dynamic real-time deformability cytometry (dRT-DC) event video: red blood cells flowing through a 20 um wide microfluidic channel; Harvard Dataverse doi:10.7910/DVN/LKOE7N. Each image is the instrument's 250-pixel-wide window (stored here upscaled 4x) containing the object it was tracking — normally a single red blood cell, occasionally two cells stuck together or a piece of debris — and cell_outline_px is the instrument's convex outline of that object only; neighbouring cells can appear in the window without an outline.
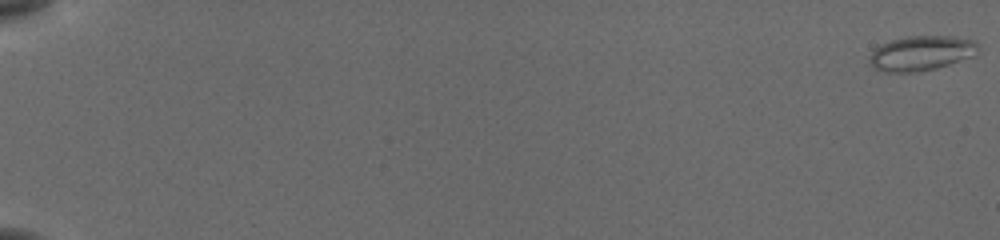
{"species": "common noctule bat (a hibernating species)", "species_latin": "Nyctalus noctula", "temperature_condition": "cold", "stored_images_in_passage": 57, "camera_frame_rate_fps": 3000, "um_per_image_px": 0.085, "animal": {"sex": "female", "body_mass_g": 19.5, "forearm_length_mm": 54.1}, "frame": {"image": 1, "passage_image": 1, "time_ms": 0.0, "image_size_px": [1000, 240], "cell_outline_px": [[976, 56], [936, 68], [912, 72], [884, 72], [872, 68], [868, 64], [868, 56], [880, 44], [892, 40], [908, 36], [956, 36], [976, 40]], "centroid_in_image_um": [78.28, 4.52], "position_along_channel_um": 6.7, "area_um2": 22.25}}
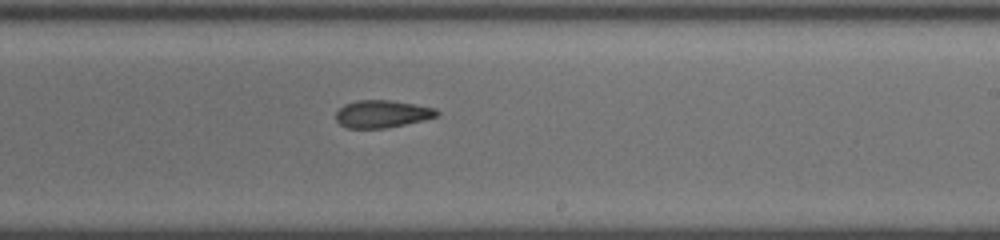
{"frame": {"image": 2, "passage_image": 37, "time_ms": 12.0, "image_size_px": [1000, 240], "cell_outline_px": [[440, 116], [424, 120], [384, 128], [348, 128], [340, 124], [336, 120], [336, 112], [344, 104], [356, 100], [392, 100], [436, 108], [440, 112]], "centroid_in_image_um": [32.5, 9.67], "position_along_channel_um": 256.5, "area_um2": 16.24}}
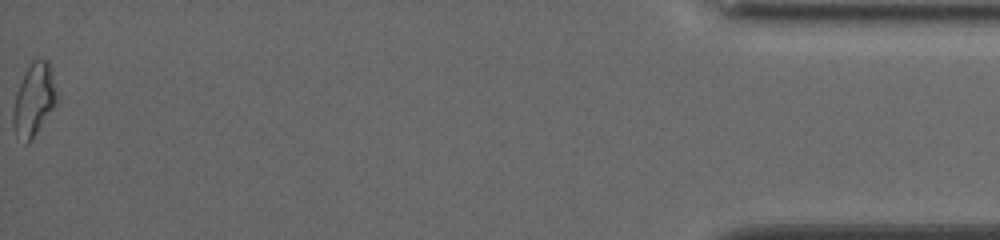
{"frame": {"image": 3, "passage_image": 57, "time_ms": 18.667, "image_size_px": [1000, 240], "cell_outline_px": [[56, 104], [28, 144], [24, 144], [16, 132], [12, 124], [12, 116], [16, 92], [24, 72], [32, 60], [48, 60], [52, 68], [56, 88]], "centroid_in_image_um": [2.88, 8.45], "position_along_channel_um": 432.3, "area_um2": 18.32}, "authors_computed_cell_mechanics": {"area_um2": 17.7446, "velocity_mm_per_s": 3.8646, "shape_relaxation_time_tau1_ms": null, "shape_relaxation_time_tau2_ms": 5.4466, "deformation_change_tau1": null, "deformation_change_tau2": 0.1234}}